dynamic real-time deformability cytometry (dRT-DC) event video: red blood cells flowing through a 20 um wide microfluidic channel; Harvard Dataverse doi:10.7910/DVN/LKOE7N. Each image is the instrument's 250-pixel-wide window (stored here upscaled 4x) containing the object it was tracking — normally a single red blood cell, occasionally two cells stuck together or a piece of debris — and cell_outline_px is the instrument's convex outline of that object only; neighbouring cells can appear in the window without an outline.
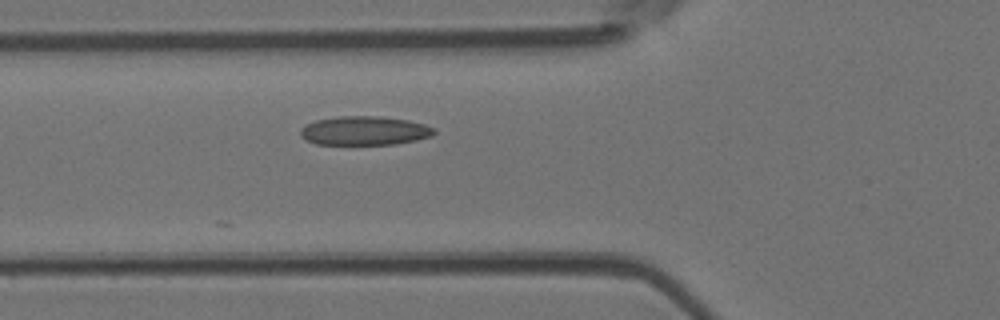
{"species": "Egyptian fruit bat (a non-hibernating species)", "species_latin": "Rousettus aegyptiacus", "temperature_condition": "room temperature", "stored_images_in_passage": 4, "camera_frame_rate_fps": 3000, "um_per_image_px": 0.085, "animal": {"sex": "female"}, "frame": {"image": 1, "passage_image": 4, "time_ms": 3.333, "image_size_px": [1000, 320], "cell_outline_px": [[436, 132], [432, 136], [416, 140], [392, 144], [316, 144], [304, 140], [300, 136], [300, 128], [316, 120], [340, 116], [380, 116], [408, 120], [424, 124], [432, 128]], "centroid_in_image_um": [30.95, 11.11], "position_along_channel_um": 94.8, "area_um2": 22.48}}